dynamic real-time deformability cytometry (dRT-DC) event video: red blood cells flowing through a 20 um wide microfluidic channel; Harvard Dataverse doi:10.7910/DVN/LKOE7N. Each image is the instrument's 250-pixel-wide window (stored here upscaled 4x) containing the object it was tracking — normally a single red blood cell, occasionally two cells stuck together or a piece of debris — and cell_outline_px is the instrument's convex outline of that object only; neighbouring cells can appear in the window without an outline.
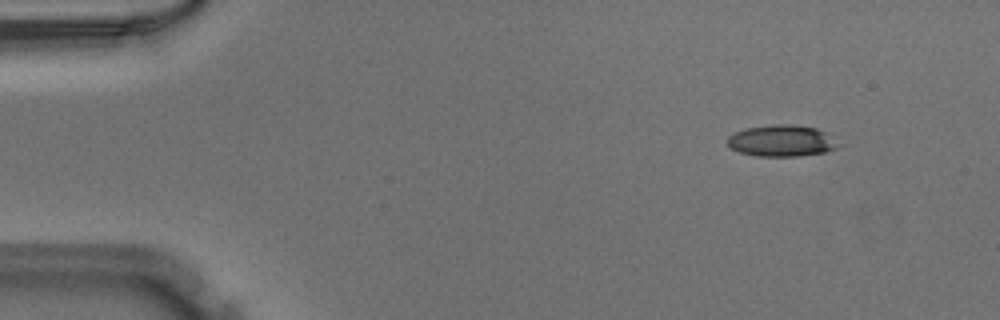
{"species": "Egyptian fruit bat (a non-hibernating species)", "species_latin": "Rousettus aegyptiacus", "temperature_condition": "warm", "stored_images_in_passage": 50, "camera_frame_rate_fps": 3000, "um_per_image_px": 0.085, "animal": {"sex": "male"}, "frame": {"image": 1, "passage_image": 5, "time_ms": 1.333, "image_size_px": [1000, 320], "cell_outline_px": [[844, 144], [836, 148], [824, 152], [796, 156], [756, 156], [740, 152], [732, 148], [728, 144], [728, 136], [744, 128], [772, 124], [788, 124], [816, 128], [824, 132]], "centroid_in_image_um": [66.46, 11.96], "position_along_channel_um": 18.5, "area_um2": 20.35}}
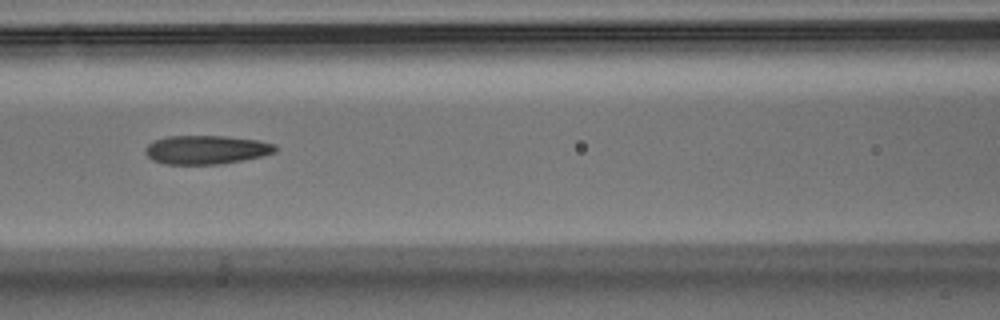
{"frame": {"image": 2, "passage_image": 22, "time_ms": 7.0, "image_size_px": [1000, 320], "cell_outline_px": [[280, 148], [276, 152], [260, 156], [220, 164], [164, 164], [152, 160], [144, 152], [144, 148], [148, 144], [156, 140], [168, 136], [228, 136], [260, 140], [276, 144]], "centroid_in_image_um": [17.56, 12.72], "position_along_channel_um": 149.0, "area_um2": 21.91}}
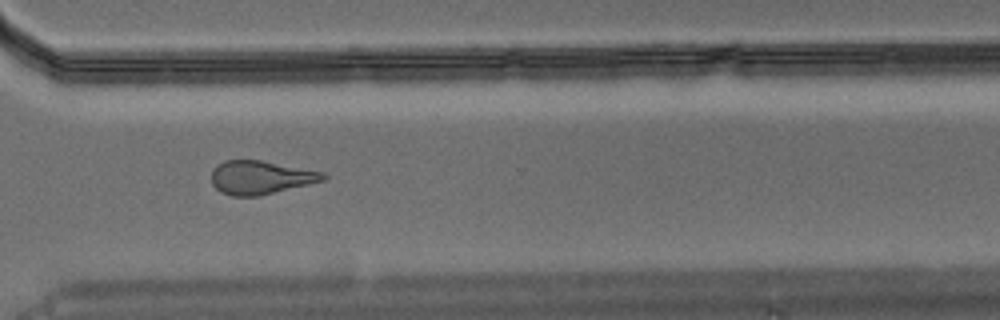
{"frame": {"image": 3, "passage_image": 37, "time_ms": 12.0, "image_size_px": [1000, 320], "cell_outline_px": [[328, 176], [324, 180], [308, 184], [256, 196], [232, 196], [220, 192], [212, 184], [212, 168], [224, 160], [260, 160], [324, 172]], "centroid_in_image_um": [22.12, 15.07], "position_along_channel_um": 348.5, "area_um2": 21.62}}